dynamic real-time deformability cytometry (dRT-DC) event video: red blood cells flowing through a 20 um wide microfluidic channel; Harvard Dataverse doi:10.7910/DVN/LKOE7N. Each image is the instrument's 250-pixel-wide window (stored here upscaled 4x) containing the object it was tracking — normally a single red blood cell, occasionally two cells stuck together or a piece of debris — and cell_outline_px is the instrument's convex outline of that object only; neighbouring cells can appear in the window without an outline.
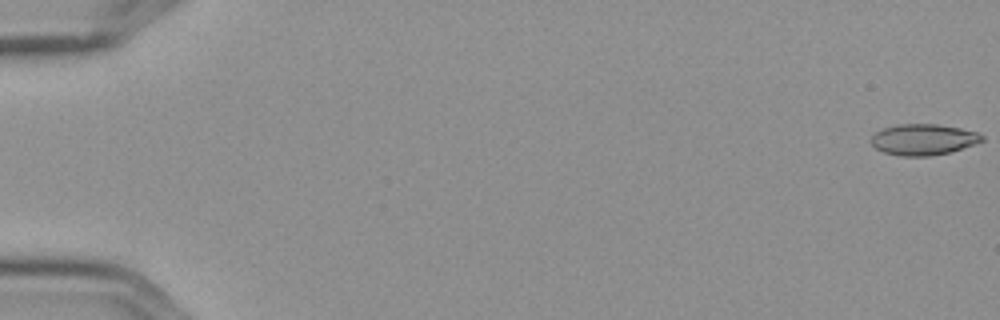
{"species": "Egyptian fruit bat (a non-hibernating species)", "species_latin": "Rousettus aegyptiacus", "temperature_condition": "cold", "stored_images_in_passage": 5, "camera_frame_rate_fps": 3000, "um_per_image_px": 0.085, "frame": {"image": 1, "passage_image": 1, "time_ms": 0.0, "image_size_px": [1000, 320], "cell_outline_px": [[984, 140], [976, 144], [948, 152], [928, 156], [900, 156], [884, 152], [876, 148], [872, 144], [872, 136], [876, 132], [884, 128], [896, 124], [936, 124], [960, 128], [980, 132], [984, 136]], "centroid_in_image_um": [78.52, 11.85], "position_along_channel_um": 6.5, "area_um2": 20.0}}
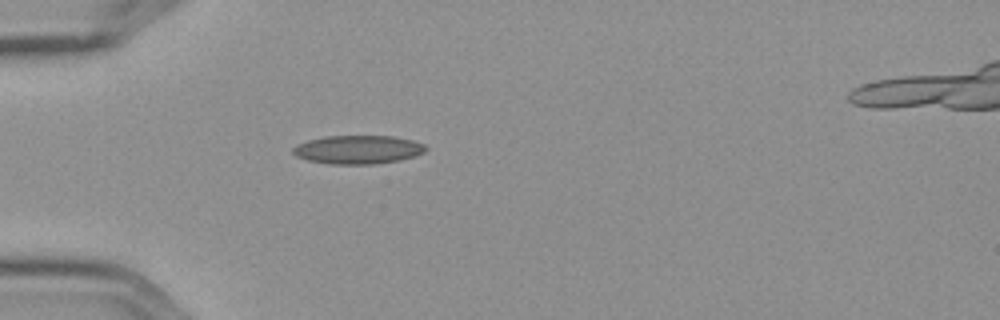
{"frame": {"image": 2, "passage_image": 5, "time_ms": 1.333, "image_size_px": [1000, 320], "cell_outline_px": [[428, 148], [424, 152], [416, 156], [400, 160], [372, 164], [328, 164], [308, 160], [296, 156], [292, 152], [292, 148], [296, 144], [308, 140], [324, 136], [392, 136], [412, 140], [424, 144]], "centroid_in_image_um": [30.42, 12.71], "position_along_channel_um": 54.6, "area_um2": 22.2}}